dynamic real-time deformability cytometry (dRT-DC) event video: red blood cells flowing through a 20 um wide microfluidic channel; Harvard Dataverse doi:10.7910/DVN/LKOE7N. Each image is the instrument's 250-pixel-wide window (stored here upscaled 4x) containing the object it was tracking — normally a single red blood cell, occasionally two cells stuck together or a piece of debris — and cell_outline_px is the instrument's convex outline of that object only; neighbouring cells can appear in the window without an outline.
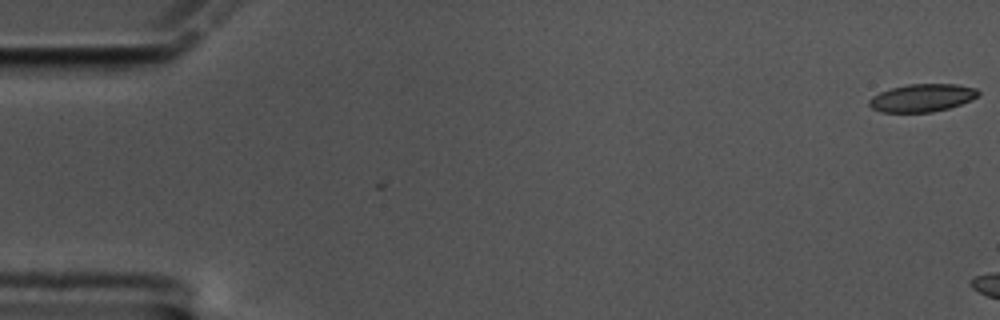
{"species": "common noctule bat (a hibernating species)", "species_latin": "Nyctalus noctula", "temperature_condition": "cold", "stored_images_in_passage": 2, "camera_frame_rate_fps": 3000, "um_per_image_px": 0.085, "animal": {"sex": "male", "body_mass_g": 17.5, "forearm_length_mm": 52.3}, "frame": {"image": 1, "passage_image": 2, "time_ms": 0.333, "image_size_px": [1000, 320], "cell_outline_px": [[980, 92], [972, 100], [948, 108], [932, 112], [880, 112], [872, 108], [868, 104], [868, 100], [872, 96], [880, 92], [892, 88], [908, 84], [956, 84], [976, 88]], "centroid_in_image_um": [78.36, 8.32], "position_along_channel_um": 6.6, "area_um2": 17.63}}